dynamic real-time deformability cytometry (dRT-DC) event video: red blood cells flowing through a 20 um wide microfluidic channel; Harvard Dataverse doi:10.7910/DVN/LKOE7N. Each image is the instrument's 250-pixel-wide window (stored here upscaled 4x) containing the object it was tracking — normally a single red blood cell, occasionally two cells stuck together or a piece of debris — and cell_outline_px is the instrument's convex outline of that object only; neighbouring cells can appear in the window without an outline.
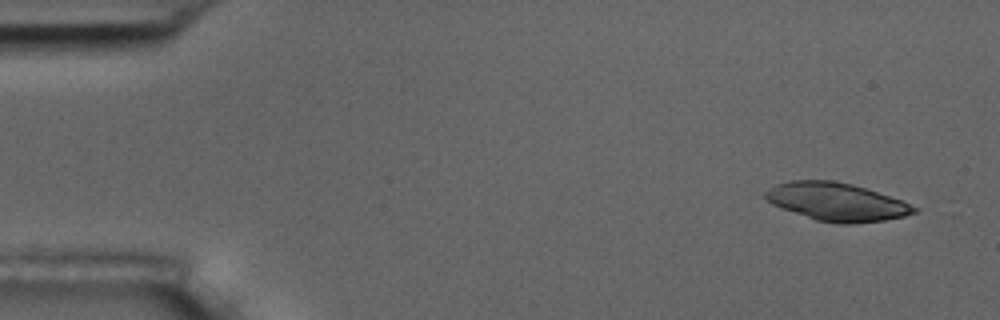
{"species": "common noctule bat (a hibernating species)", "species_latin": "Nyctalus noctula", "temperature_condition": "room temperature", "stored_images_in_passage": 6, "camera_frame_rate_fps": 3000, "um_per_image_px": 0.085, "animal": {"sex": "male", "body_mass_g": 17.5, "forearm_length_mm": 52.3}, "frame": {"image": 1, "passage_image": 1, "time_ms": 0.0, "image_size_px": [1000, 320], "cell_outline_px": [[920, 208], [916, 212], [904, 216], [884, 220], [852, 224], [840, 224], [816, 220], [780, 208], [772, 204], [764, 196], [764, 192], [776, 184], [792, 180], [832, 180], [852, 184], [900, 200]], "centroid_in_image_um": [71.09, 17.16], "position_along_channel_um": 13.9, "area_um2": 32.77}}